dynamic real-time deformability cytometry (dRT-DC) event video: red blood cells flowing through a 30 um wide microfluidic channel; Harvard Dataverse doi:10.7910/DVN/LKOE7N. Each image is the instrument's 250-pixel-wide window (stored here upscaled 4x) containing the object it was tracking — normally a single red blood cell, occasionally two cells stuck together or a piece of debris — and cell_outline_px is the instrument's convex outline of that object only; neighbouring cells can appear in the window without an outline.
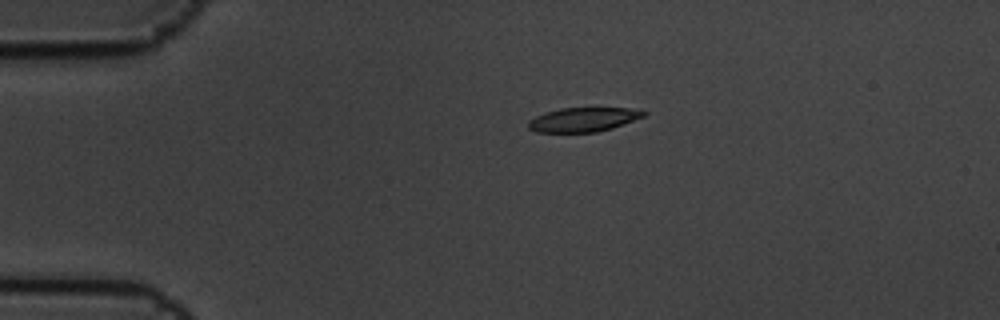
{"species": "common noctule bat (a hibernating species)", "species_latin": "Nyctalus noctula", "temperature_condition": "cold", "stored_images_in_passage": 3, "camera_frame_rate_fps": 3000, "um_per_image_px": 0.085, "animal": {"sex": "male", "body_mass_g": 19.5, "forearm_length_mm": 54.6}, "frame": {"image": 1, "passage_image": 1, "time_ms": 0.0, "image_size_px": [1000, 320], "cell_outline_px": [[648, 112], [644, 116], [612, 128], [596, 132], [536, 132], [528, 128], [528, 120], [536, 116], [560, 108], [640, 108]], "centroid_in_image_um": [49.61, 10.16], "position_along_channel_um": 35.4, "area_um2": 16.24}}
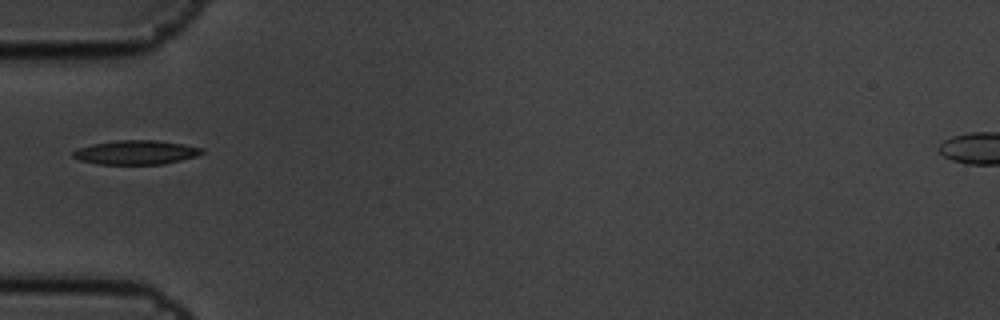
{"frame": {"image": 2, "passage_image": 3, "time_ms": 0.667, "image_size_px": [1000, 320], "cell_outline_px": [[204, 152], [196, 156], [164, 164], [100, 164], [80, 160], [72, 156], [72, 152], [80, 148], [92, 144], [116, 140], [156, 140], [184, 144], [204, 148]], "centroid_in_image_um": [11.58, 12.95], "position_along_channel_um": 73.4, "area_um2": 18.03}}